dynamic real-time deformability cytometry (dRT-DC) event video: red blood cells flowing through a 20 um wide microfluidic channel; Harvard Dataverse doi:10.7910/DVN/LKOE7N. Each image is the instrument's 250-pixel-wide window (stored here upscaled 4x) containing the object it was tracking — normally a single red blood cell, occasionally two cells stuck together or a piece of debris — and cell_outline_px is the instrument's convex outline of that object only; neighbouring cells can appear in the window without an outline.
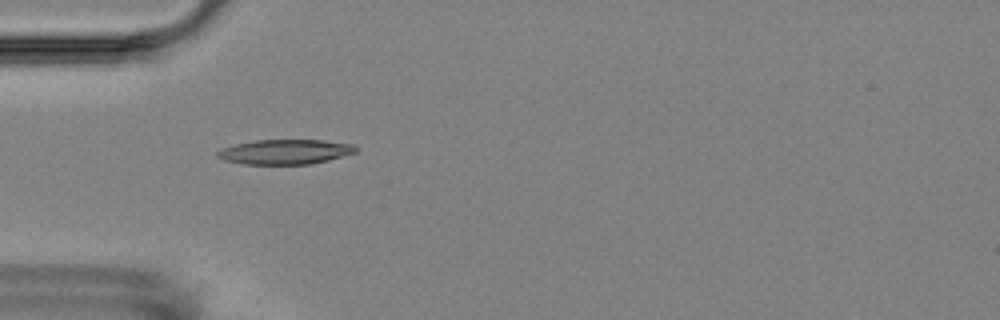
{"species": "Egyptian fruit bat (a non-hibernating species)", "species_latin": "Rousettus aegyptiacus", "temperature_condition": "room temperature", "stored_images_in_passage": 6, "camera_frame_rate_fps": 3000, "um_per_image_px": 0.085, "animal": {"sex": "female"}, "frame": {"image": 1, "passage_image": 5, "time_ms": 4.667, "image_size_px": [1000, 320], "cell_outline_px": [[356, 152], [328, 160], [308, 164], [244, 164], [224, 160], [216, 156], [216, 152], [220, 148], [236, 144], [256, 140], [324, 140], [356, 144]], "centroid_in_image_um": [24.23, 12.9], "position_along_channel_um": 60.8, "area_um2": 20.0}}
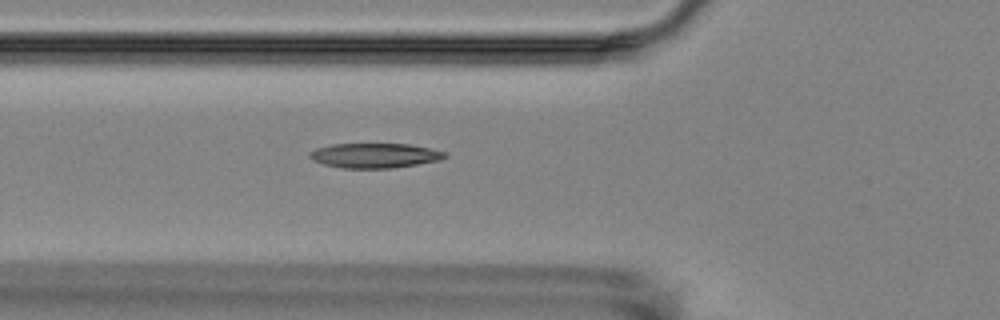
{"frame": {"image": 2, "passage_image": 6, "time_ms": 5.667, "image_size_px": [1000, 320], "cell_outline_px": [[448, 156], [436, 160], [416, 164], [392, 168], [340, 168], [324, 164], [312, 160], [308, 156], [308, 152], [316, 148], [332, 144], [408, 144], [432, 148], [448, 152]], "centroid_in_image_um": [31.83, 13.21], "position_along_channel_um": 94.0, "area_um2": 19.54}}